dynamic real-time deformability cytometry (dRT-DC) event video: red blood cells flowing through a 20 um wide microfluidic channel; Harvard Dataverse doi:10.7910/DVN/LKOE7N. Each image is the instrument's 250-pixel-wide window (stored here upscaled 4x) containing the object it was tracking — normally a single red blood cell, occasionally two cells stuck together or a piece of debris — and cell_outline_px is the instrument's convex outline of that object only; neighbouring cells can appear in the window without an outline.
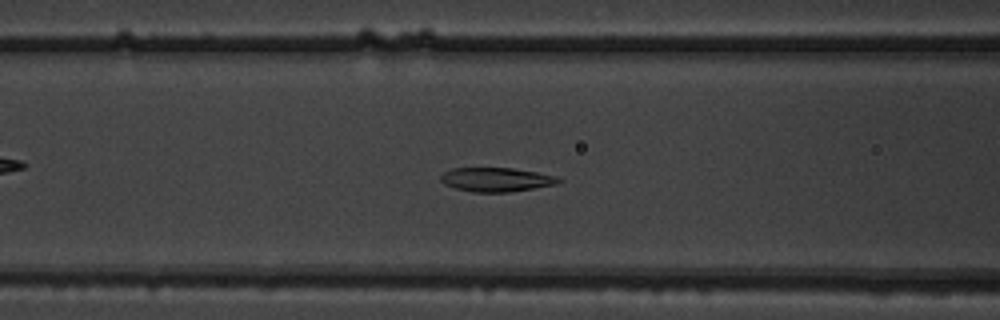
{"species": "common noctule bat (a hibernating species)", "species_latin": "Nyctalus noctula", "temperature_condition": "warm", "stored_images_in_passage": 53, "camera_frame_rate_fps": 3000, "um_per_image_px": 0.085, "animal": {"sex": "male", "body_mass_g": 19.5, "forearm_length_mm": 54.6}, "frame": {"image": 1, "passage_image": 22, "time_ms": 7.0, "image_size_px": [1000, 320], "cell_outline_px": [[564, 180], [556, 184], [508, 192], [472, 192], [456, 188], [444, 184], [440, 180], [440, 176], [444, 172], [452, 168], [512, 168], [536, 172], [556, 176]], "centroid_in_image_um": [42.17, 15.26], "position_along_channel_um": 124.4, "area_um2": 16.42}}
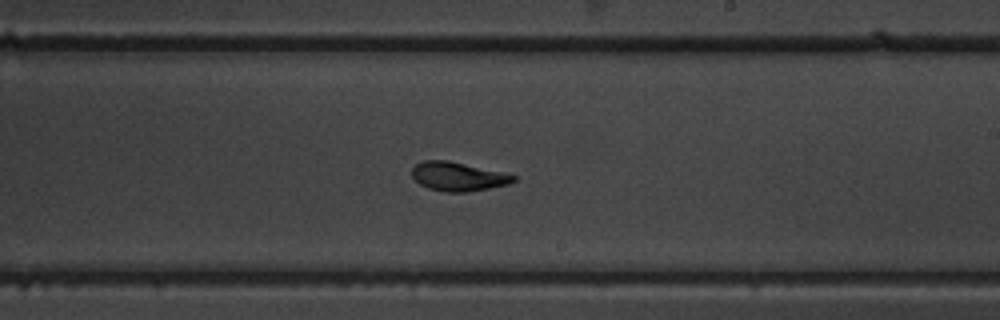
{"frame": {"image": 2, "passage_image": 32, "time_ms": 10.333, "image_size_px": [1000, 320], "cell_outline_px": [[516, 180], [508, 184], [468, 192], [444, 192], [428, 188], [420, 184], [412, 176], [412, 168], [416, 164], [424, 160], [448, 160], [516, 176]], "centroid_in_image_um": [38.88, 15.01], "position_along_channel_um": 250.1, "area_um2": 16.82}}
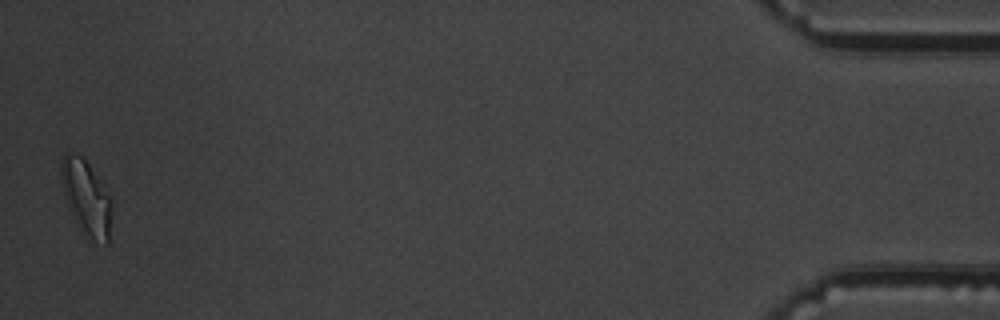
{"frame": {"image": 3, "passage_image": 53, "time_ms": 17.333, "image_size_px": [1000, 320], "cell_outline_px": [[112, 204], [108, 244], [104, 244], [84, 240], [68, 208], [60, 180], [60, 164], [64, 152], [72, 152], [80, 156], [88, 164], [112, 196]], "centroid_in_image_um": [7.32, 16.87], "position_along_channel_um": 427.9, "area_um2": 22.89}, "authors_computed_cell_mechanics": {"area_um2": 17.5134, "velocity_mm_per_s": 3.7803, "shape_relaxation_time_tau1_ms": 5.3534, "shape_relaxation_time_tau2_ms": 2.1639, "deformation_change_tau1": 0.1706, "deformation_change_tau2": 0.0668}}